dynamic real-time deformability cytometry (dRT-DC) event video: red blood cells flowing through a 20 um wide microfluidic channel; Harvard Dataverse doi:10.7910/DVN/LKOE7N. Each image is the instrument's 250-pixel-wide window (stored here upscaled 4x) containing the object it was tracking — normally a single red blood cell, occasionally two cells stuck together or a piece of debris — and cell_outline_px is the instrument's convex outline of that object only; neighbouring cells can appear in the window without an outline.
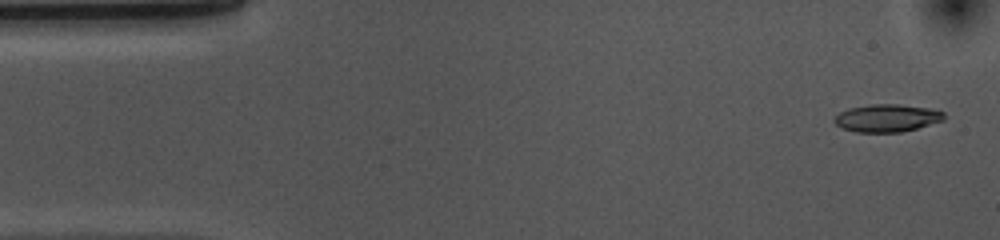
{"species": "common noctule bat (a hibernating species)", "species_latin": "Nyctalus noctula", "temperature_condition": "cold", "stored_images_in_passage": 52, "camera_frame_rate_fps": 3000, "um_per_image_px": 0.085, "animal": {"sex": "female", "body_mass_g": 10.0, "forearm_length_mm": 53.1}, "frame": {"image": 1, "passage_image": 1, "time_ms": 0.0, "image_size_px": [1000, 240], "cell_outline_px": [[944, 120], [916, 128], [900, 132], [856, 132], [844, 128], [836, 124], [832, 120], [840, 112], [848, 108], [872, 104], [900, 104], [936, 108], [944, 112]], "centroid_in_image_um": [75.42, 10.01], "position_along_channel_um": 9.6, "area_um2": 17.74}}
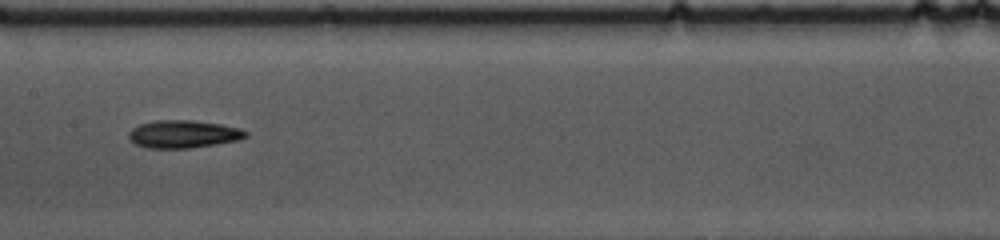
{"frame": {"image": 2, "passage_image": 24, "time_ms": 7.667, "image_size_px": [1000, 240], "cell_outline_px": [[248, 136], [240, 140], [192, 148], [144, 148], [136, 144], [128, 136], [128, 132], [132, 128], [140, 124], [152, 120], [192, 120], [220, 124], [240, 128], [248, 132]], "centroid_in_image_um": [15.59, 11.4], "position_along_channel_um": 191.8, "area_um2": 19.07}}
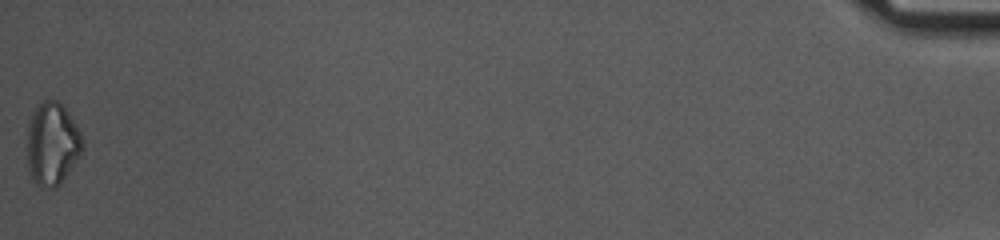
{"frame": {"image": 3, "passage_image": 52, "time_ms": 17.0, "image_size_px": [1000, 240], "cell_outline_px": [[84, 148], [80, 156], [56, 188], [40, 188], [32, 180], [28, 168], [28, 120], [32, 112], [48, 96], [56, 100], [68, 112], [80, 132], [84, 140]], "centroid_in_image_um": [4.44, 12.22], "position_along_channel_um": 430.8, "area_um2": 26.88}, "authors_computed_cell_mechanics": {"area_um2": 18.1781, "velocity_mm_per_s": 3.6899, "shape_relaxation_time_tau1_ms": 5.301, "shape_relaxation_time_tau2_ms": null, "deformation_change_tau1": 0.1462, "deformation_change_tau2": null}}